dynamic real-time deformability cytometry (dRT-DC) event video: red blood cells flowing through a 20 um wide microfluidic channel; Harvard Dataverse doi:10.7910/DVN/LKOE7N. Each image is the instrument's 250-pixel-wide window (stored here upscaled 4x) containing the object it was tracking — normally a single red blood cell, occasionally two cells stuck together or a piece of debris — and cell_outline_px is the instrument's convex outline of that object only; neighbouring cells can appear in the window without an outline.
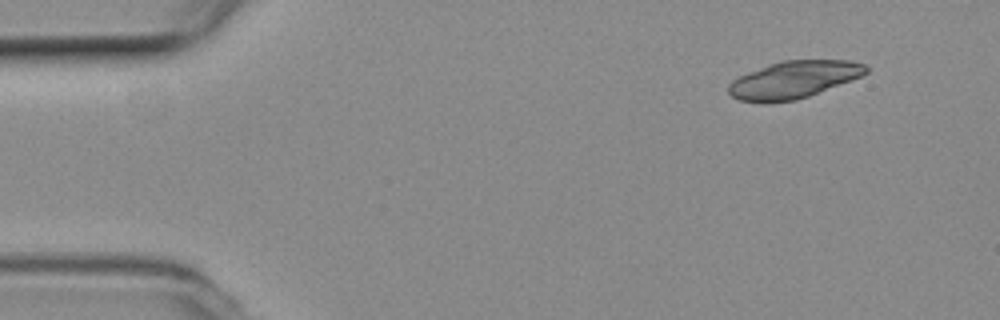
{"species": "common noctule bat (a hibernating species)", "species_latin": "Nyctalus noctula", "temperature_condition": "room temperature", "stored_images_in_passage": 14, "camera_frame_rate_fps": 3000, "um_per_image_px": 0.085, "animal": {"sex": "female", "body_mass_g": 19.3, "forearm_length_mm": 54.1}, "frame": {"image": 1, "passage_image": 1, "time_ms": 0.0, "image_size_px": [1000, 320], "cell_outline_px": [[868, 72], [860, 76], [808, 96], [796, 100], [768, 104], [764, 104], [740, 100], [732, 96], [728, 92], [728, 84], [732, 80], [748, 72], [768, 64], [784, 60], [848, 60], [864, 64], [868, 68]], "centroid_in_image_um": [67.4, 6.79], "position_along_channel_um": 17.6, "area_um2": 29.82}}